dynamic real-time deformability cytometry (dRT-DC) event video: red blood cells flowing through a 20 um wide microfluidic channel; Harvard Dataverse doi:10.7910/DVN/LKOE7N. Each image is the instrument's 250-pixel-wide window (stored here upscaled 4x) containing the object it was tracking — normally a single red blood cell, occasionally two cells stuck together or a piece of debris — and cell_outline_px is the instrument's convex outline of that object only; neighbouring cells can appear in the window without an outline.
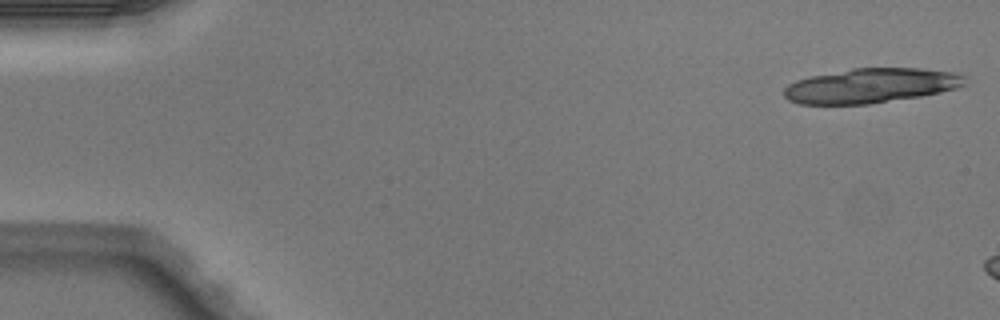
{"species": "Egyptian fruit bat (a non-hibernating species)", "species_latin": "Rousettus aegyptiacus", "temperature_condition": "warm", "stored_images_in_passage": 2, "camera_frame_rate_fps": 3000, "um_per_image_px": 0.085, "animal": {"sex": "male"}, "frame": {"image": 1, "passage_image": 1, "time_ms": 0.0, "image_size_px": [1000, 320], "cell_outline_px": [[964, 84], [956, 88], [940, 92], [920, 96], [868, 104], [800, 104], [788, 100], [784, 96], [784, 88], [788, 84], [796, 80], [812, 76], [852, 68], [920, 68], [952, 72], [964, 76]], "centroid_in_image_um": [73.98, 7.28], "position_along_channel_um": 11.0, "area_um2": 36.24}}